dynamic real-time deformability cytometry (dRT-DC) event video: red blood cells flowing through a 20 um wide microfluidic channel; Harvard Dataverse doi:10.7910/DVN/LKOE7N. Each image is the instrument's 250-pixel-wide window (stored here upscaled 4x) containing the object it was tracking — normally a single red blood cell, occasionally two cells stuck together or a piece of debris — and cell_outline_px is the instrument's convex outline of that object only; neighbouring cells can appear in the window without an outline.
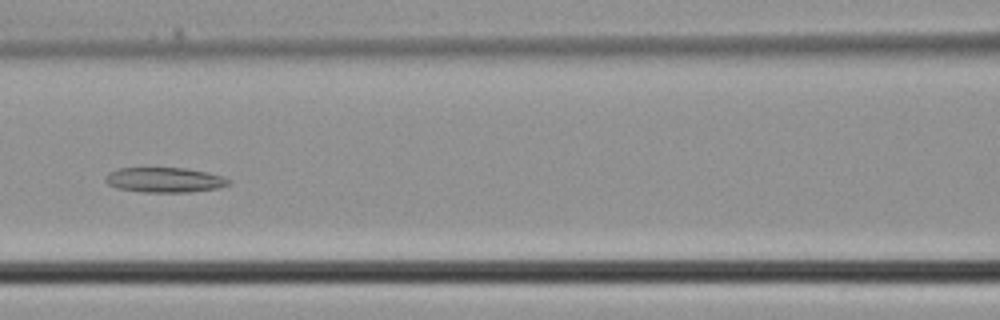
{"species": "common noctule bat (a hibernating species)", "species_latin": "Nyctalus noctula", "temperature_condition": "cold", "stored_images_in_passage": 38, "camera_frame_rate_fps": 3000, "um_per_image_px": 0.085, "animal": {"sex": "male", "body_mass_g": 21.5, "forearm_length_mm": 52.0}, "frame": {"image": 1, "passage_image": 18, "time_ms": 5.667, "image_size_px": [1000, 320], "cell_outline_px": [[232, 184], [216, 188], [188, 192], [144, 192], [116, 188], [108, 184], [104, 180], [104, 176], [108, 172], [120, 168], [184, 168], [224, 176], [232, 180]], "centroid_in_image_um": [13.98, 15.29], "position_along_channel_um": 152.6, "area_um2": 17.98}}
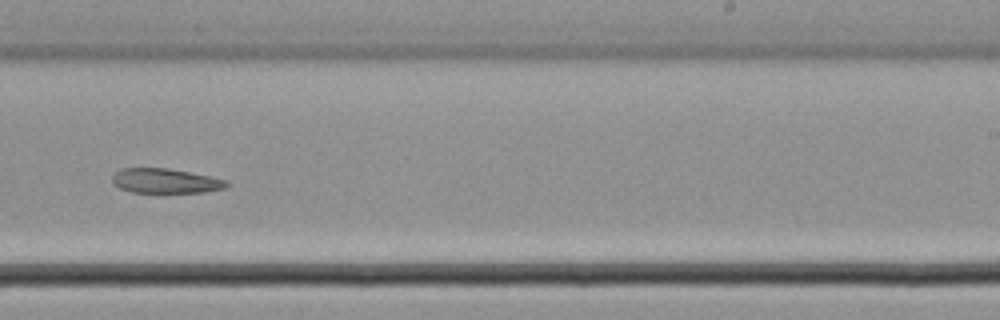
{"frame": {"image": 2, "passage_image": 25, "time_ms": 8.0, "image_size_px": [1000, 320], "cell_outline_px": [[228, 184], [224, 188], [204, 192], [160, 196], [132, 192], [120, 188], [112, 184], [112, 172], [120, 168], [168, 168], [228, 180]], "centroid_in_image_um": [13.99, 15.43], "position_along_channel_um": 275.0, "area_um2": 17.46}}
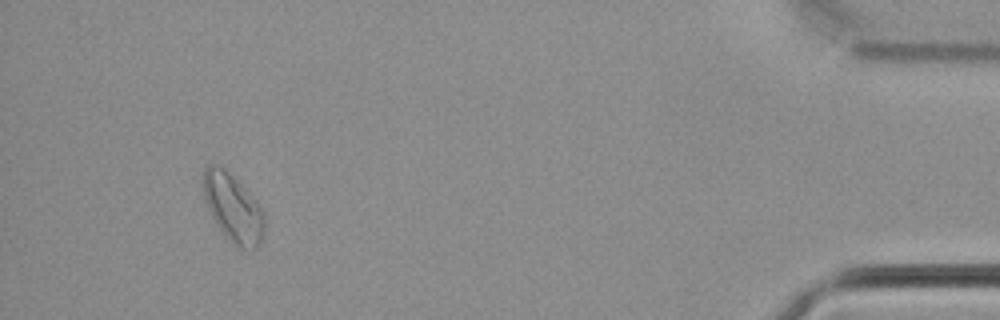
{"frame": {"image": 3, "passage_image": 37, "time_ms": 12.0, "image_size_px": [1000, 320], "cell_outline_px": [[264, 232], [260, 244], [256, 248], [244, 252], [232, 244], [228, 240], [220, 228], [204, 196], [204, 168], [208, 164], [220, 164], [252, 196], [264, 212]], "centroid_in_image_um": [19.85, 17.72], "position_along_channel_um": 415.3, "area_um2": 23.87}}